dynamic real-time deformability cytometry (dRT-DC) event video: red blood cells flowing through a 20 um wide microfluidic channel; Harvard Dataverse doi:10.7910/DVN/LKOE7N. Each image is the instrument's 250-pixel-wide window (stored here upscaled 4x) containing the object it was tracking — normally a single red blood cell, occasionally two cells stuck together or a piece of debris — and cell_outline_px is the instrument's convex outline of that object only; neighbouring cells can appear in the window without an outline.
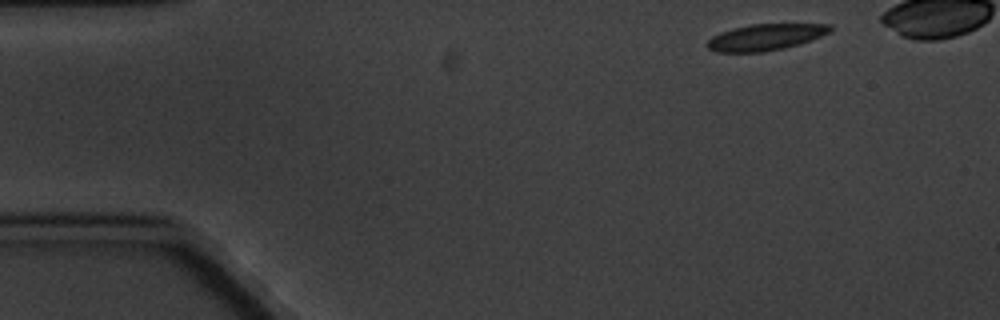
{"species": "common noctule bat (a hibernating species)", "species_latin": "Nyctalus noctula", "temperature_condition": "cold", "stored_images_in_passage": 4, "camera_frame_rate_fps": 3000, "um_per_image_px": 0.085, "animal": {"sex": "male", "body_mass_g": 20.1, "forearm_length_mm": 53.5}, "frame": {"image": 1, "passage_image": 1, "time_ms": 0.0, "image_size_px": [1000, 320], "cell_outline_px": [[832, 28], [828, 32], [820, 36], [800, 44], [784, 48], [764, 52], [716, 52], [708, 48], [704, 44], [712, 36], [720, 32], [732, 28], [752, 24], [832, 24]], "centroid_in_image_um": [65.02, 3.16], "position_along_channel_um": 20.0, "area_um2": 18.9}}